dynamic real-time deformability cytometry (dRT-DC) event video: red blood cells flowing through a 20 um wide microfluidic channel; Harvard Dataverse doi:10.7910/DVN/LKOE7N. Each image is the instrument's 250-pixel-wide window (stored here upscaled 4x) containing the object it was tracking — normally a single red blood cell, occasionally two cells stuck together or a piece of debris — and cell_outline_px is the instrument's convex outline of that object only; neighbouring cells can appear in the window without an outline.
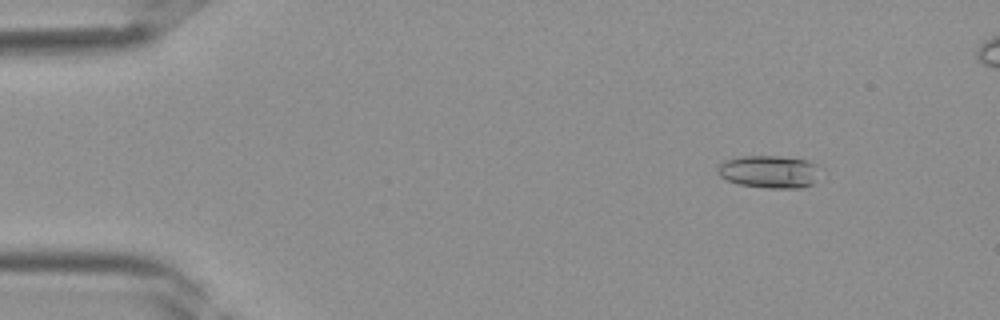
{"species": "Egyptian fruit bat (a non-hibernating species)", "species_latin": "Rousettus aegyptiacus", "temperature_condition": "room temperature", "stored_images_in_passage": 11, "camera_frame_rate_fps": 3000, "um_per_image_px": 0.085, "frame": {"image": 1, "passage_image": 5, "time_ms": 1.333, "image_size_px": [1000, 320], "cell_outline_px": [[812, 184], [800, 188], [764, 188], [740, 184], [728, 180], [720, 176], [716, 172], [716, 168], [724, 160], [744, 156], [780, 156], [808, 160], [812, 164]], "centroid_in_image_um": [65.23, 14.59], "position_along_channel_um": 19.8, "area_um2": 18.84}}